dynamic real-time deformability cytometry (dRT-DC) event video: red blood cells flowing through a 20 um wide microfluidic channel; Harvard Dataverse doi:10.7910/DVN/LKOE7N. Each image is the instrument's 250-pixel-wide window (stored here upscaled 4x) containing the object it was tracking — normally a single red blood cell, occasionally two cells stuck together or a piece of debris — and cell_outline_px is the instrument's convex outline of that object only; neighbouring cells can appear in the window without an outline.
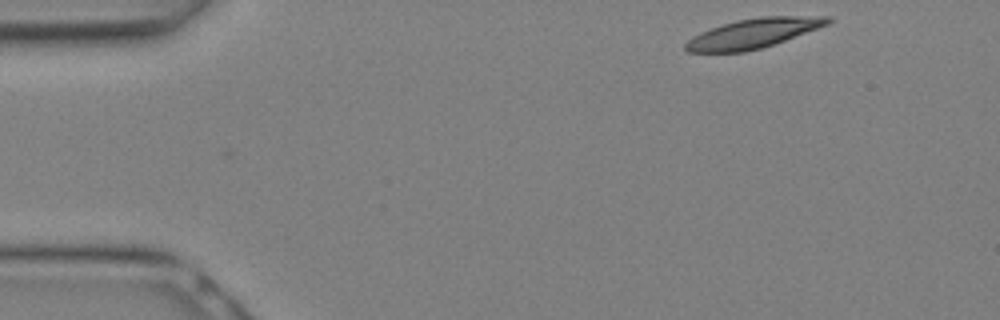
{"species": "Egyptian fruit bat (a non-hibernating species)", "species_latin": "Rousettus aegyptiacus", "temperature_condition": "warm", "stored_images_in_passage": 11, "camera_frame_rate_fps": 3000, "um_per_image_px": 0.085, "animal": {"sex": "female"}, "frame": {"image": 1, "passage_image": 1, "time_ms": 0.0, "image_size_px": [1000, 320], "cell_outline_px": [[828, 20], [824, 24], [780, 40], [756, 48], [736, 52], [696, 52], [688, 48], [688, 44], [692, 40], [716, 28], [728, 24], [744, 20]], "centroid_in_image_um": [63.73, 2.96], "position_along_channel_um": 21.3, "area_um2": 19.54}}
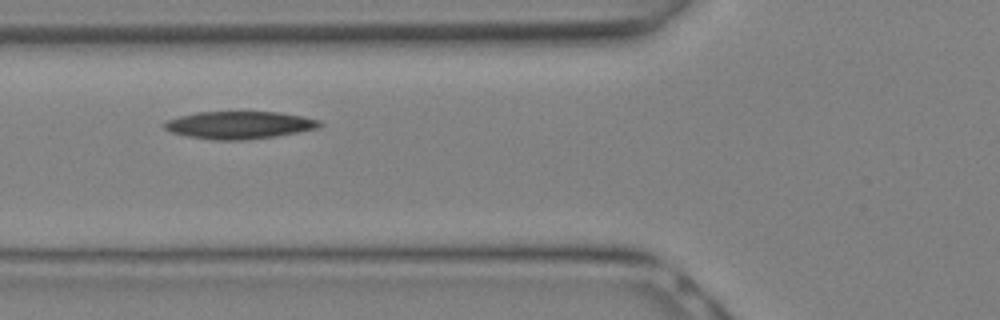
{"frame": {"image": 2, "passage_image": 8, "time_ms": 2.333, "image_size_px": [1000, 320], "cell_outline_px": [[316, 124], [308, 128], [288, 132], [264, 136], [200, 136], [180, 132], [168, 128], [168, 124], [176, 120], [192, 116], [216, 112], [264, 112], [292, 116], [312, 120]], "centroid_in_image_um": [20.37, 10.56], "position_along_channel_um": 105.4, "area_um2": 19.88}}
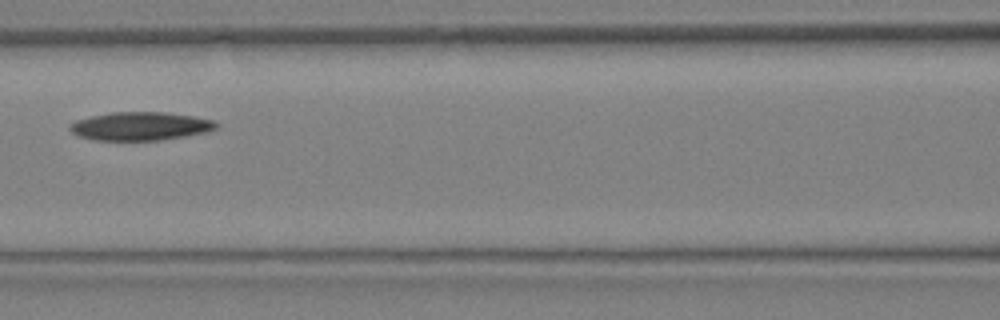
{"frame": {"image": 3, "passage_image": 10, "time_ms": 3.0, "image_size_px": [1000, 320], "cell_outline_px": [[212, 124], [208, 128], [192, 132], [172, 136], [144, 140], [112, 140], [88, 136], [76, 132], [72, 128], [76, 124], [88, 120], [104, 116], [180, 116], [204, 120]], "centroid_in_image_um": [11.84, 10.8], "position_along_channel_um": 154.8, "area_um2": 18.55}}